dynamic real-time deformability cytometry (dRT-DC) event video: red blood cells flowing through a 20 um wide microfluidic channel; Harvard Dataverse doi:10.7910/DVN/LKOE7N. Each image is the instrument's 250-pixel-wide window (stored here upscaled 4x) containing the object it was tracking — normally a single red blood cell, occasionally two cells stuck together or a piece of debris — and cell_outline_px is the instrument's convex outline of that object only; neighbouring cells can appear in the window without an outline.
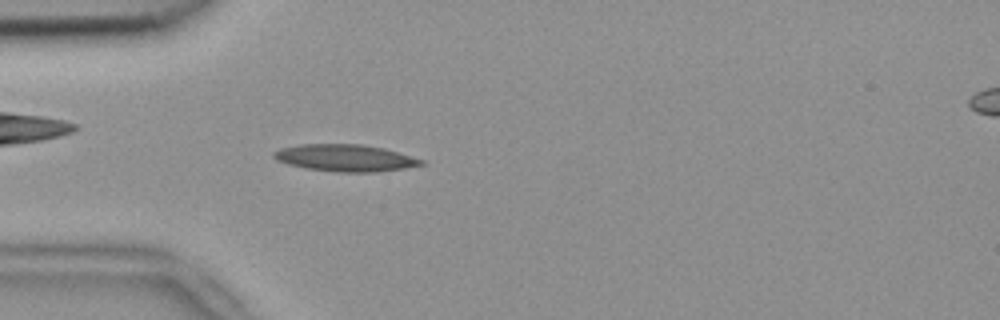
{"species": "common noctule bat (a hibernating species)", "species_latin": "Nyctalus noctula", "temperature_condition": "room temperature", "stored_images_in_passage": 38, "camera_frame_rate_fps": 3000, "um_per_image_px": 0.085, "animal": {"sex": "female", "body_mass_g": 18.4}, "frame": {"image": 1, "passage_image": 14, "time_ms": 4.333, "image_size_px": [1000, 320], "cell_outline_px": [[424, 164], [404, 168], [376, 172], [336, 172], [308, 168], [288, 164], [276, 160], [272, 156], [272, 152], [280, 148], [300, 144], [360, 144], [384, 148], [424, 160]], "centroid_in_image_um": [29.31, 13.42], "position_along_channel_um": 55.7, "area_um2": 23.06}}
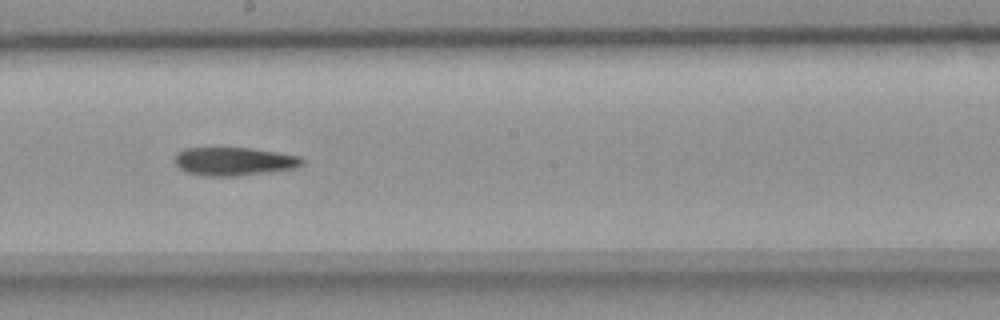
{"frame": {"image": 2, "passage_image": 28, "time_ms": 9.0, "image_size_px": [1000, 320], "cell_outline_px": [[304, 164], [296, 168], [272, 172], [232, 176], [204, 176], [188, 172], [180, 168], [176, 164], [176, 152], [184, 148], [252, 148], [300, 156], [304, 160]], "centroid_in_image_um": [19.93, 13.72], "position_along_channel_um": 228.3, "area_um2": 21.04}}
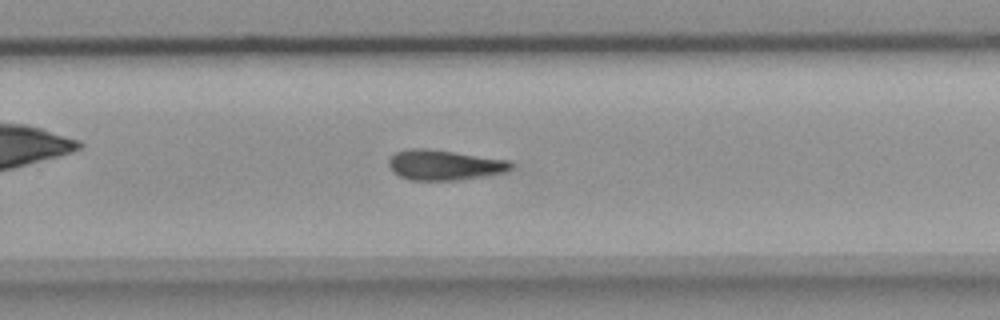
{"frame": {"image": 3, "passage_image": 33, "time_ms": 10.667, "image_size_px": [1000, 320], "cell_outline_px": [[512, 168], [504, 172], [456, 180], [408, 180], [392, 172], [388, 164], [388, 160], [396, 152], [412, 148], [424, 148], [508, 160], [512, 164]], "centroid_in_image_um": [37.7, 14.03], "position_along_channel_um": 292.1, "area_um2": 21.15}}